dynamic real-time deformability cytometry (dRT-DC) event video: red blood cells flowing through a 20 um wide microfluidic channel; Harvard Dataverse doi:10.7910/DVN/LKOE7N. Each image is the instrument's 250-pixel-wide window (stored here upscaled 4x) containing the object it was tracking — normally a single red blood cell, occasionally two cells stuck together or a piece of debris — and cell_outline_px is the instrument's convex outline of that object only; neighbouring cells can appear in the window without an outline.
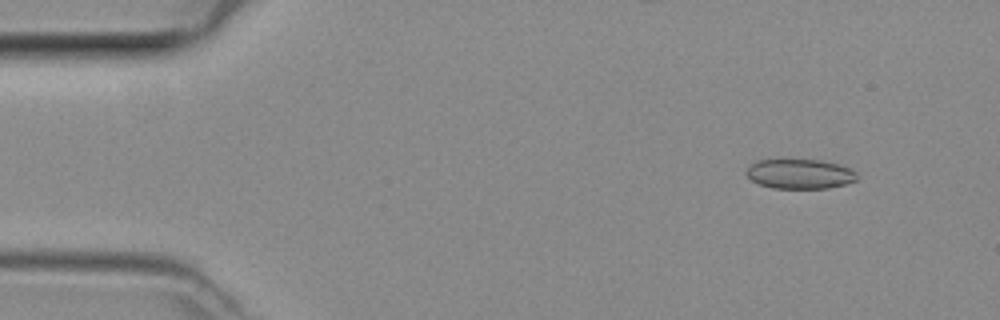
{"species": "common noctule bat (a hibernating species)", "species_latin": "Nyctalus noctula", "temperature_condition": "room temperature", "stored_images_in_passage": 48, "camera_frame_rate_fps": 3000, "um_per_image_px": 0.085, "animal": {"sex": "female", "body_mass_g": 29.2, "forearm_length_mm": 56.3}, "frame": {"image": 1, "passage_image": 5, "time_ms": 1.333, "image_size_px": [1000, 320], "cell_outline_px": [[856, 180], [844, 184], [828, 188], [772, 188], [760, 184], [752, 180], [744, 172], [756, 160], [784, 156], [820, 160], [840, 164], [852, 168], [856, 172]], "centroid_in_image_um": [67.95, 14.72], "position_along_channel_um": 17.1, "area_um2": 20.0}}
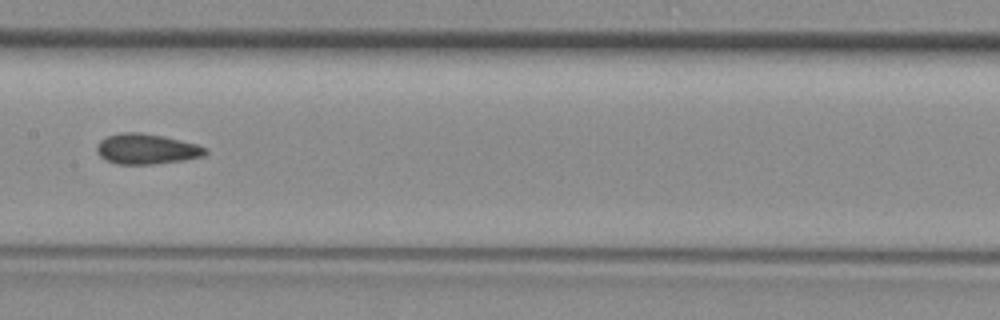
{"frame": {"image": 2, "passage_image": 24, "time_ms": 7.667, "image_size_px": [1000, 320], "cell_outline_px": [[208, 152], [204, 156], [184, 160], [152, 164], [116, 164], [100, 156], [96, 152], [96, 148], [100, 140], [108, 136], [120, 132], [140, 132], [164, 136], [196, 144], [208, 148]], "centroid_in_image_um": [12.47, 12.66], "position_along_channel_um": 194.9, "area_um2": 19.25}}
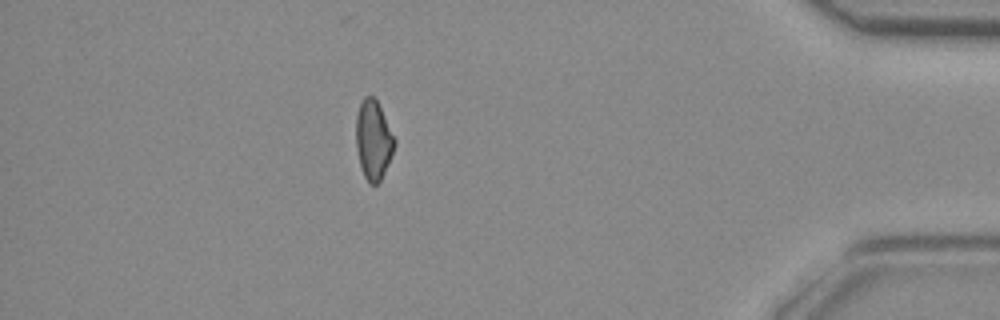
{"frame": {"image": 3, "passage_image": 42, "time_ms": 13.667, "image_size_px": [1000, 320], "cell_outline_px": [[396, 144], [384, 172], [380, 180], [376, 184], [368, 184], [364, 176], [360, 164], [356, 148], [356, 116], [360, 104], [364, 96], [372, 96], [376, 100], [396, 140]], "centroid_in_image_um": [31.72, 11.91], "position_along_channel_um": 403.5, "area_um2": 17.51}}